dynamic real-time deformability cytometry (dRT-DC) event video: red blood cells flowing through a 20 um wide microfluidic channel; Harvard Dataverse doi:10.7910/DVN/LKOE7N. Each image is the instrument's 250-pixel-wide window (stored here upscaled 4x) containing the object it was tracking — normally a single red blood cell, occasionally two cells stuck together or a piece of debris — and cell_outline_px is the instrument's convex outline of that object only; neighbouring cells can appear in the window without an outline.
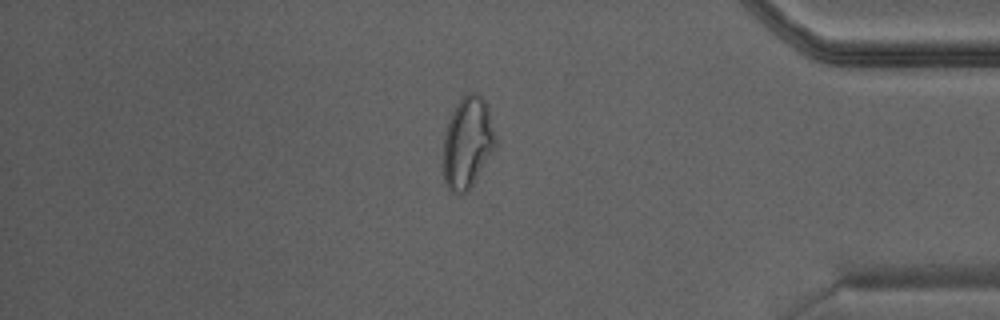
{"species": "Egyptian fruit bat (a non-hibernating species)", "species_latin": "Rousettus aegyptiacus", "temperature_condition": "warm", "stored_images_in_passage": 30, "camera_frame_rate_fps": 3000, "um_per_image_px": 0.085, "animal": {"sex": "male"}, "frame": {"image": 1, "passage_image": 26, "time_ms": 8.333, "image_size_px": [1000, 320], "cell_outline_px": [[496, 144], [468, 192], [452, 192], [448, 188], [444, 180], [440, 164], [444, 132], [448, 120], [460, 96], [468, 92], [476, 92], [488, 104], [496, 140]], "centroid_in_image_um": [39.68, 12.1], "position_along_channel_um": 395.5, "area_um2": 28.38}}